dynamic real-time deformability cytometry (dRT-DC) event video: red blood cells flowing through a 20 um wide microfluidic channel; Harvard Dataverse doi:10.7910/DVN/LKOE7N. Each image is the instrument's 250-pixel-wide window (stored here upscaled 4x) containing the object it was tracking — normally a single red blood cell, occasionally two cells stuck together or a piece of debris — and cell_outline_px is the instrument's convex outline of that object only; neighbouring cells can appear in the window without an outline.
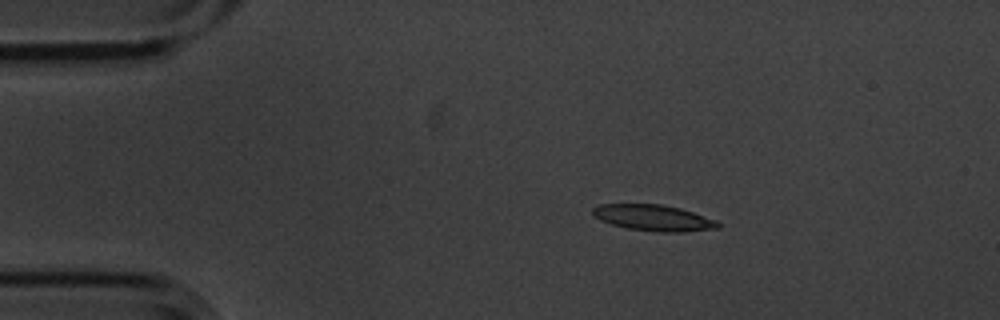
{"species": "common noctule bat (a hibernating species)", "species_latin": "Nyctalus noctula", "temperature_condition": "cold", "stored_images_in_passage": 47, "camera_frame_rate_fps": 3000, "um_per_image_px": 0.085, "animal": {"sex": "male", "body_mass_g": 20.1, "forearm_length_mm": 53.5}, "frame": {"image": 1, "passage_image": 1, "time_ms": 0.0, "image_size_px": [1000, 320], "cell_outline_px": [[720, 228], [684, 232], [656, 232], [628, 228], [612, 224], [600, 220], [592, 212], [592, 208], [596, 204], [660, 204], [680, 208], [716, 220], [720, 224]], "centroid_in_image_um": [55.55, 18.51], "position_along_channel_um": 29.4, "area_um2": 19.02}}
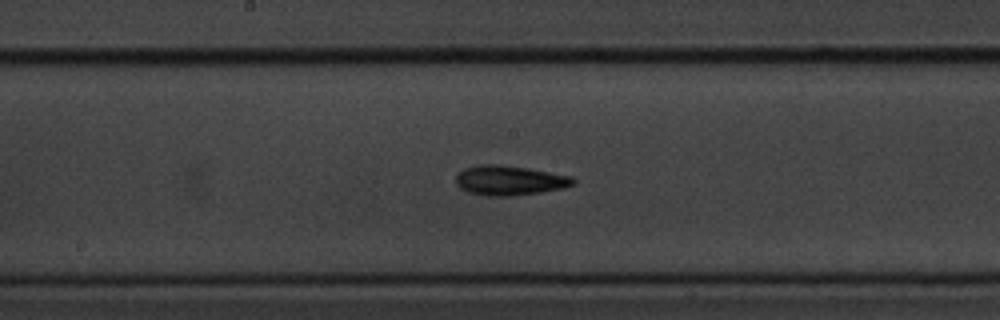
{"frame": {"image": 2, "passage_image": 20, "time_ms": 6.333, "image_size_px": [1000, 320], "cell_outline_px": [[576, 184], [564, 188], [540, 192], [512, 196], [488, 196], [468, 192], [460, 188], [456, 184], [456, 176], [464, 168], [476, 164], [500, 164], [528, 168], [572, 176], [576, 180]], "centroid_in_image_um": [43.32, 15.33], "position_along_channel_um": 204.9, "area_um2": 20.52}}
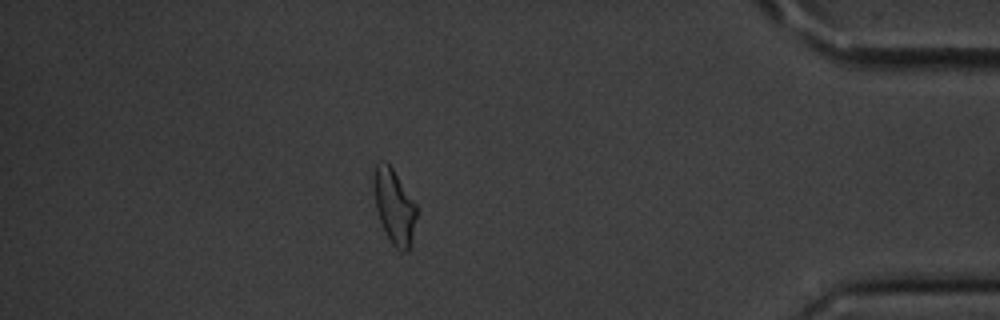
{"frame": {"image": 3, "passage_image": 40, "time_ms": 13.0, "image_size_px": [1000, 320], "cell_outline_px": [[416, 216], [412, 236], [408, 252], [400, 252], [392, 244], [380, 220], [376, 208], [372, 184], [372, 172], [376, 164], [380, 160], [384, 160], [392, 168], [416, 204]], "centroid_in_image_um": [33.47, 17.51], "position_along_channel_um": 401.7, "area_um2": 18.55}, "authors_computed_cell_mechanics": {"area_um2": 18.9006, "velocity_mm_per_s": 3.5653, "shape_relaxation_time_tau1_ms": 3.9517, "shape_relaxation_time_tau2_ms": null, "deformation_change_tau1": 0.1429, "deformation_change_tau2": null}}